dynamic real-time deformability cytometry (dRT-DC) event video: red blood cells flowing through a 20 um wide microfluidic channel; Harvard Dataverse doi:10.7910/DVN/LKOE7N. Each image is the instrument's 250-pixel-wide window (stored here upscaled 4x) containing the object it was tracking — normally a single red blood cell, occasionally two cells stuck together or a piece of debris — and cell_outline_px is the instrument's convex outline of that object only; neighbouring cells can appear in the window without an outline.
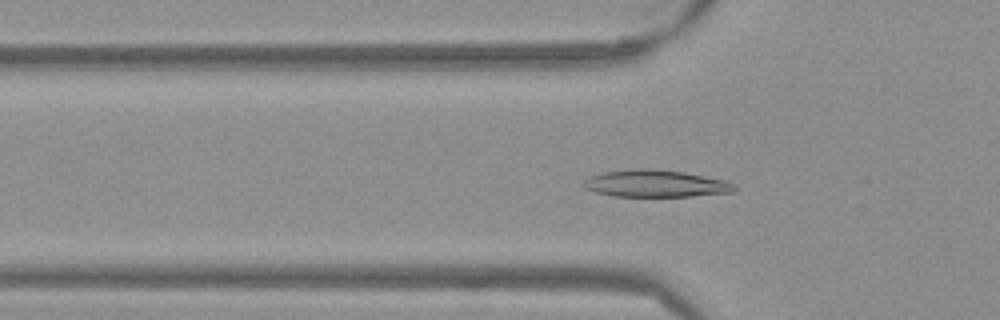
{"species": "Egyptian fruit bat (a non-hibernating species)", "species_latin": "Rousettus aegyptiacus", "temperature_condition": "warm", "stored_images_in_passage": 53, "camera_frame_rate_fps": 3000, "um_per_image_px": 0.085, "frame": {"image": 1, "passage_image": 17, "time_ms": 5.333, "image_size_px": [1000, 320], "cell_outline_px": [[736, 192], [692, 196], [612, 196], [596, 192], [584, 188], [584, 180], [588, 176], [600, 172], [632, 168], [652, 168], [684, 172], [724, 180], [736, 184]], "centroid_in_image_um": [55.71, 15.59], "position_along_channel_um": 70.1, "area_um2": 24.1}}
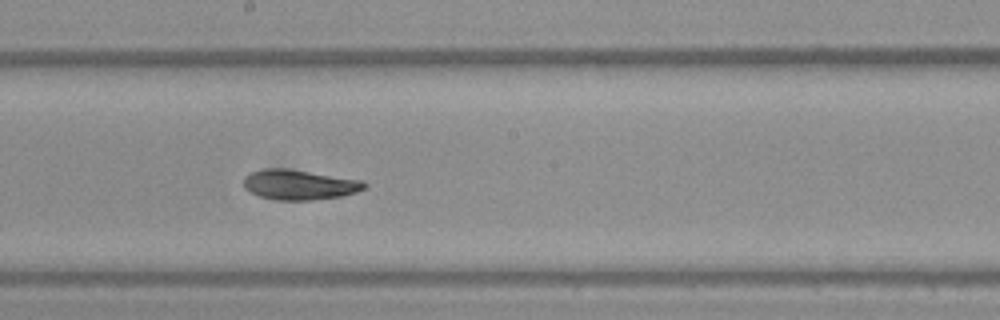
{"frame": {"image": 2, "passage_image": 29, "time_ms": 9.333, "image_size_px": [1000, 320], "cell_outline_px": [[368, 184], [364, 188], [356, 192], [340, 196], [312, 200], [280, 200], [260, 196], [244, 188], [244, 176], [252, 172], [264, 168], [284, 168], [364, 180]], "centroid_in_image_um": [25.46, 15.69], "position_along_channel_um": 222.7, "area_um2": 20.98}}
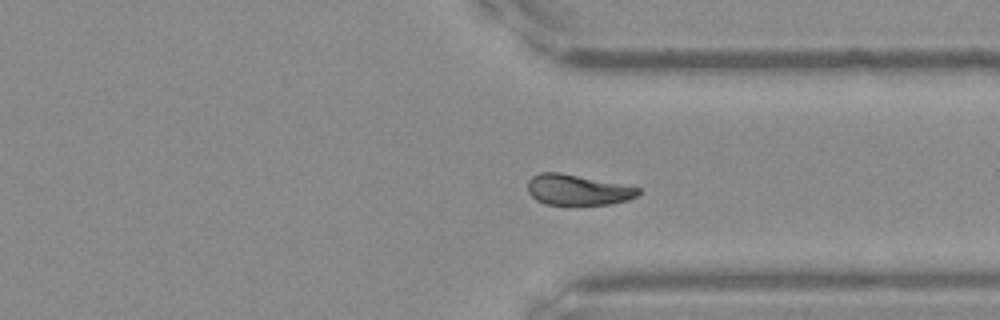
{"frame": {"image": 3, "passage_image": 40, "time_ms": 13.0, "image_size_px": [1000, 320], "cell_outline_px": [[640, 192], [636, 196], [628, 200], [612, 204], [544, 204], [536, 200], [528, 192], [528, 180], [532, 176], [540, 172], [560, 172], [640, 188]], "centroid_in_image_um": [49.06, 16.13], "position_along_channel_um": 362.3, "area_um2": 19.54}, "authors_computed_cell_mechanics": {"area_um2": 20.9814, "velocity_mm_per_s": 3.7993, "shape_relaxation_time_tau1_ms": 4.1, "shape_relaxation_time_tau2_ms": 6.4969, "deformation_change_tau1": 0.1352, "deformation_change_tau2": 0.1162}}